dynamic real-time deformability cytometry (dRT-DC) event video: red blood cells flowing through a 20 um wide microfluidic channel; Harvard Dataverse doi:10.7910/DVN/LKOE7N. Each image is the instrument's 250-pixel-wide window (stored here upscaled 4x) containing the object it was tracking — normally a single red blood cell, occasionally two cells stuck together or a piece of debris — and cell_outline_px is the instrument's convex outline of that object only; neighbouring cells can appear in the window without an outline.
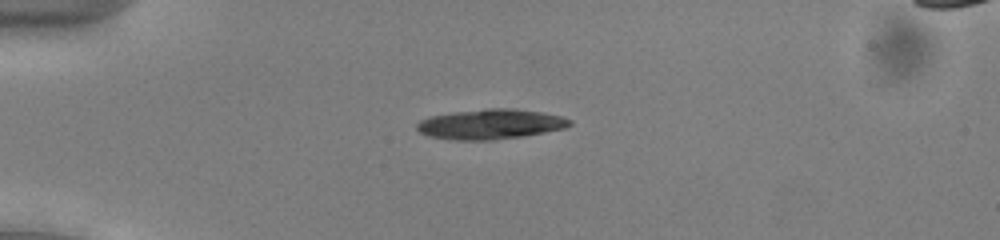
{"species": "common noctule bat (a hibernating species)", "species_latin": "Nyctalus noctula", "temperature_condition": "cold", "stored_images_in_passage": 48, "segment_of_instrument_passage": [1, 2], "camera_frame_rate_fps": 3000, "um_per_image_px": 0.085, "animal": {"sex": "male", "body_mass_g": 13.0, "forearm_length_mm": 53.1}, "frame": {"image": 1, "passage_image": 9, "time_ms": 2.667, "image_size_px": [1000, 240], "cell_outline_px": [[572, 124], [564, 128], [524, 136], [492, 140], [456, 140], [428, 136], [420, 132], [416, 128], [416, 124], [420, 120], [432, 116], [456, 112], [488, 108], [516, 108], [540, 112], [560, 116], [572, 120]], "centroid_in_image_um": [41.7, 10.55], "position_along_channel_um": 43.3, "area_um2": 26.59}}